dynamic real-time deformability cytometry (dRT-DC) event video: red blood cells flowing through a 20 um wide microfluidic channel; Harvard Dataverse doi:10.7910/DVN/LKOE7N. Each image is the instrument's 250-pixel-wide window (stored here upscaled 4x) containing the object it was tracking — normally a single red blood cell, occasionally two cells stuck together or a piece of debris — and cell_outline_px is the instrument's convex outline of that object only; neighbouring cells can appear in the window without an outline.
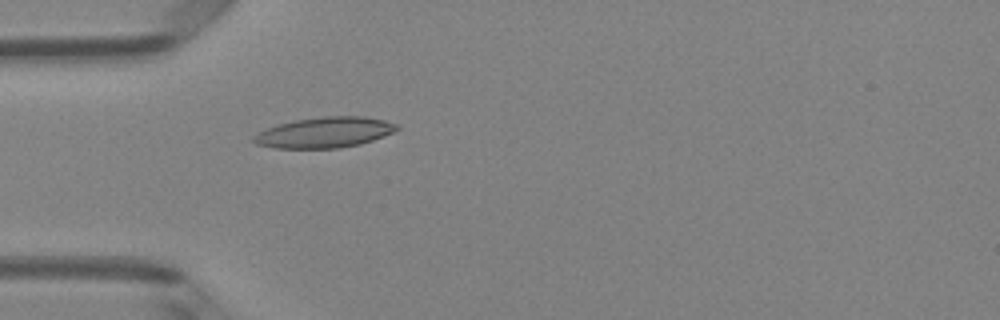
{"species": "Egyptian fruit bat (a non-hibernating species)", "species_latin": "Rousettus aegyptiacus", "temperature_condition": "room temperature", "stored_images_in_passage": 6, "camera_frame_rate_fps": 3000, "um_per_image_px": 0.085, "animal": {"sex": "female"}, "frame": {"image": 1, "passage_image": 6, "time_ms": 1.667, "image_size_px": [1000, 320], "cell_outline_px": [[400, 128], [392, 132], [372, 140], [360, 144], [340, 148], [276, 148], [256, 144], [252, 140], [252, 136], [268, 128], [280, 124], [296, 120], [324, 116], [364, 116], [384, 120], [396, 124]], "centroid_in_image_um": [27.59, 11.26], "position_along_channel_um": 57.4, "area_um2": 25.26}}